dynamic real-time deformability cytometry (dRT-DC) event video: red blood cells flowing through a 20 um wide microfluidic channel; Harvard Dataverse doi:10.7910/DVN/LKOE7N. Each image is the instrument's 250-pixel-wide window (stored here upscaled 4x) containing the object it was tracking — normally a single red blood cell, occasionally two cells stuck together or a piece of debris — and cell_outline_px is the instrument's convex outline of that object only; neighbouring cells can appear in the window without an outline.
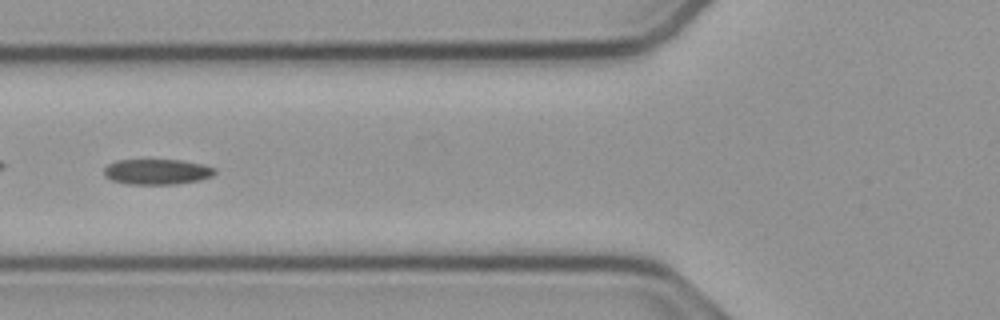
{"species": "common noctule bat (a hibernating species)", "species_latin": "Nyctalus noctula", "temperature_condition": "cold", "stored_images_in_passage": 49, "camera_frame_rate_fps": 3000, "um_per_image_px": 0.085, "animal": {"sex": "male", "body_mass_g": 23.1, "forearm_length_mm": 52.7}, "frame": {"image": 1, "passage_image": 15, "time_ms": 4.667, "image_size_px": [1000, 320], "cell_outline_px": [[216, 172], [212, 176], [200, 180], [176, 184], [128, 184], [112, 180], [104, 176], [104, 168], [108, 164], [116, 160], [184, 160], [204, 164], [216, 168]], "centroid_in_image_um": [13.37, 14.59], "position_along_channel_um": 112.4, "area_um2": 16.59}, "authors_computed_cell_mechanics": {"area_um2": 16.4152, "velocity_mm_per_s": 3.782, "shape_relaxation_time_tau1_ms": null, "shape_relaxation_time_tau2_ms": 7.2678, "deformation_change_tau1": null, "deformation_change_tau2": 0.1324}}